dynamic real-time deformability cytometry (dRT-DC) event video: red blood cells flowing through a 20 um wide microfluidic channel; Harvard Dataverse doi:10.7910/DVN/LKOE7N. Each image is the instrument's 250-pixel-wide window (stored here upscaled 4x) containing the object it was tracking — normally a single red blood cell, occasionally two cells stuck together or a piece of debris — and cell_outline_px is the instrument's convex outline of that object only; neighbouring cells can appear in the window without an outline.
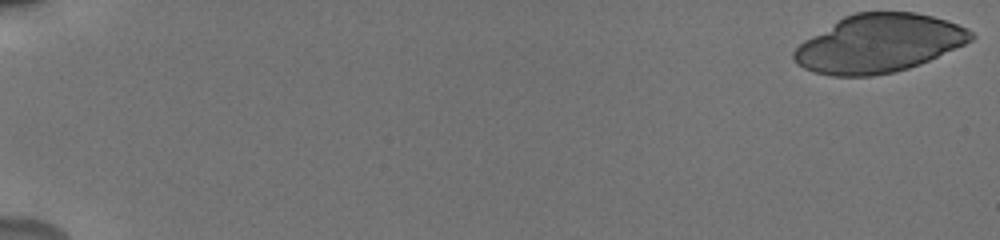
{"species": "human", "species_latin": "Homo sapiens", "temperature_condition": "cold", "stored_images_in_passage": 44, "camera_frame_rate_fps": 3000, "um_per_image_px": 0.085, "donor": {"sex": "male"}, "frame": {"image": 1, "passage_image": 1, "time_ms": 0.0, "image_size_px": [1000, 240], "cell_outline_px": [[976, 36], [972, 40], [964, 44], [920, 64], [908, 68], [892, 72], [872, 76], [832, 76], [816, 72], [804, 68], [796, 64], [792, 56], [792, 52], [804, 40], [844, 16], [856, 12], [916, 12], [932, 16], [968, 28]], "centroid_in_image_um": [74.68, 3.69], "position_along_channel_um": 10.3, "area_um2": 59.65}}